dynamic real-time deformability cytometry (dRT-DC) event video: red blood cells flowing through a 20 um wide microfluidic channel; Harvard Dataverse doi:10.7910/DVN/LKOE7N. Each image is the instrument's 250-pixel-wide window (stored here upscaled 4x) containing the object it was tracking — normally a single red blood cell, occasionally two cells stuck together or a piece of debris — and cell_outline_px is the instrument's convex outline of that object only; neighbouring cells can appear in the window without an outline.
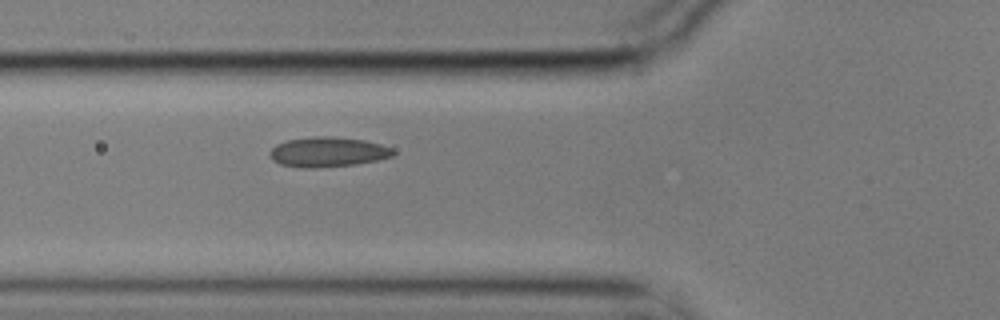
{"species": "common noctule bat (a hibernating species)", "species_latin": "Nyctalus noctula", "temperature_condition": "cold", "stored_images_in_passage": 4, "segment_of_instrument_passage": [1, 2], "camera_frame_rate_fps": 3000, "um_per_image_px": 0.085, "animal": {"sex": "male", "body_mass_g": 17.9}, "frame": {"image": 1, "passage_image": 3, "time_ms": 0.667, "image_size_px": [1000, 320], "cell_outline_px": [[396, 152], [392, 156], [376, 160], [356, 164], [316, 168], [300, 168], [280, 164], [272, 160], [268, 156], [268, 152], [276, 144], [288, 140], [316, 136], [332, 136], [364, 140], [380, 144], [392, 148]], "centroid_in_image_um": [27.83, 12.92], "position_along_channel_um": 98.0, "area_um2": 21.62}}